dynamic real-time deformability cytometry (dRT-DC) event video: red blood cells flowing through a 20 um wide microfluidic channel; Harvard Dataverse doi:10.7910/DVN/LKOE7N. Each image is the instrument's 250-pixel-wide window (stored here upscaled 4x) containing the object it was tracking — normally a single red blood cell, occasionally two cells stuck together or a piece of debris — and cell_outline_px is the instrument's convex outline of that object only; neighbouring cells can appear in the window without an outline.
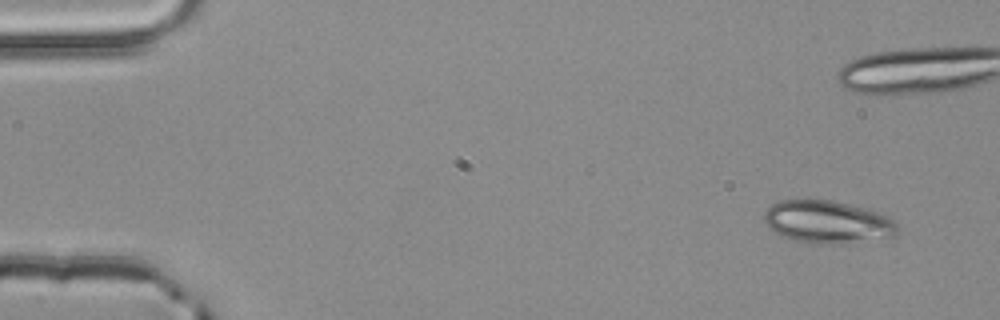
{"species": "common noctule bat (a hibernating species)", "species_latin": "Nyctalus noctula", "temperature_condition": "room temperature", "stored_images_in_passage": 5, "camera_frame_rate_fps": 3000, "um_per_image_px": 0.085, "animal": {"sex": "male", "body_mass_g": 20.4}, "frame": {"image": 1, "passage_image": 1, "time_ms": 0.0, "image_size_px": [1000, 320], "cell_outline_px": [[900, 232], [896, 236], [840, 244], [804, 244], [780, 236], [768, 228], [764, 220], [764, 212], [772, 204], [780, 200], [808, 196], [832, 200], [864, 208], [888, 216], [900, 228]], "centroid_in_image_um": [70.28, 18.85], "position_along_channel_um": 14.7, "area_um2": 34.28}}
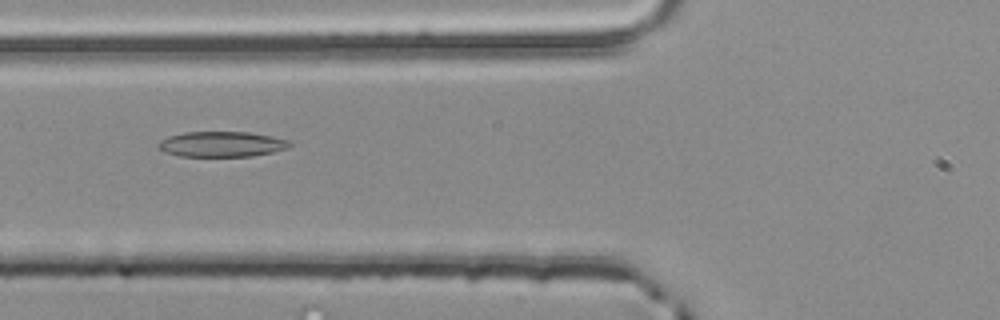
{"frame": {"image": 2, "passage_image": 5, "time_ms": 1.333, "image_size_px": [1000, 320], "cell_outline_px": [[292, 144], [288, 148], [272, 152], [252, 156], [180, 156], [164, 152], [156, 148], [156, 144], [160, 140], [168, 136], [184, 132], [248, 132], [272, 136], [288, 140]], "centroid_in_image_um": [18.8, 12.25], "position_along_channel_um": 107.0, "area_um2": 19.54}}